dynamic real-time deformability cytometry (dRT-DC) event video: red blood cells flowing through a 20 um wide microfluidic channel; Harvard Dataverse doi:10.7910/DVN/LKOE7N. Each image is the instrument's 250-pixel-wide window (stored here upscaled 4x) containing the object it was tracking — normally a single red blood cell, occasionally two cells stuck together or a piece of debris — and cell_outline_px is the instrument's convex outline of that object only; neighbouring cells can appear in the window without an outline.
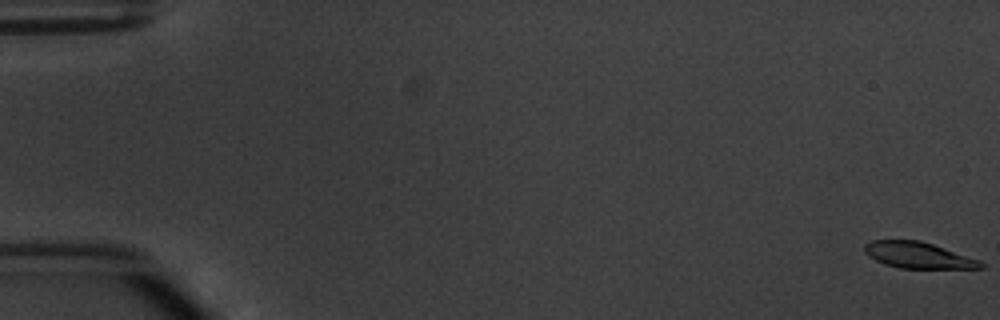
{"species": "common noctule bat (a hibernating species)", "species_latin": "Nyctalus noctula", "temperature_condition": "warm", "stored_images_in_passage": 9, "camera_frame_rate_fps": 3000, "um_per_image_px": 0.085, "animal": {"sex": "male", "body_mass_g": 20.1, "forearm_length_mm": 53.5}, "frame": {"image": 1, "passage_image": 1, "time_ms": 0.0, "image_size_px": [1000, 320], "cell_outline_px": [[984, 268], [900, 268], [884, 264], [868, 256], [864, 252], [864, 244], [872, 240], [920, 240], [980, 260], [984, 264]], "centroid_in_image_um": [78.01, 21.69], "position_along_channel_um": 7.0, "area_um2": 17.63}}
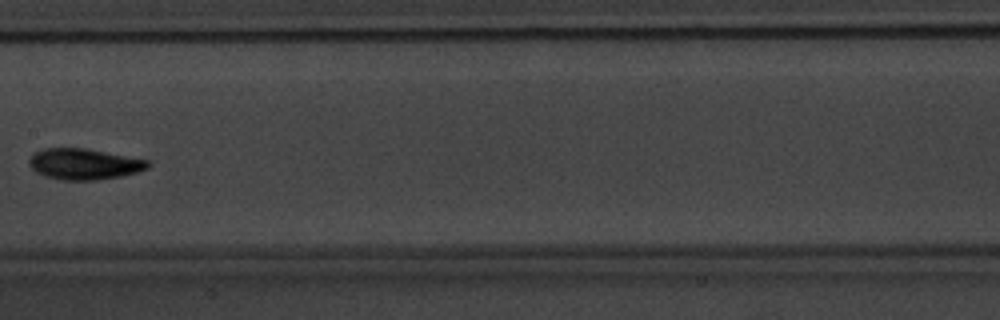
{"frame": {"image": 2, "passage_image": 8, "time_ms": 9.333, "image_size_px": [1000, 320], "cell_outline_px": [[152, 164], [148, 168], [136, 172], [120, 176], [96, 180], [64, 180], [44, 176], [36, 172], [28, 164], [28, 160], [36, 152], [44, 148], [84, 148], [148, 160]], "centroid_in_image_um": [7.14, 13.95], "position_along_channel_um": 200.3, "area_um2": 21.27}}
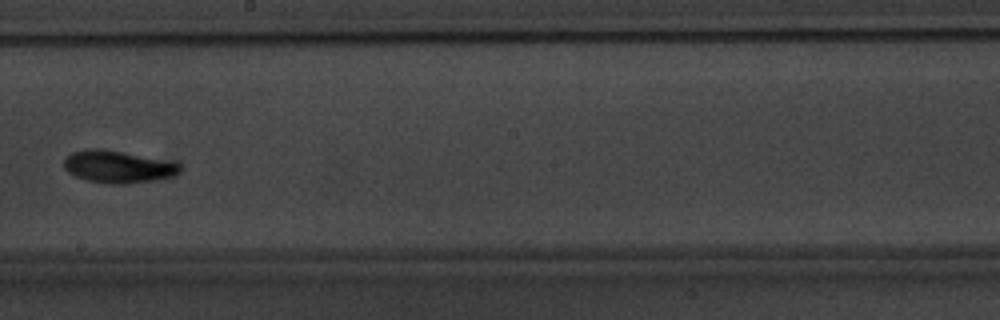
{"frame": {"image": 3, "passage_image": 9, "time_ms": 10.333, "image_size_px": [1000, 320], "cell_outline_px": [[180, 172], [172, 176], [156, 180], [124, 184], [108, 184], [84, 180], [68, 172], [64, 168], [64, 160], [72, 152], [88, 148], [104, 148], [180, 164]], "centroid_in_image_um": [9.97, 14.18], "position_along_channel_um": 238.2, "area_um2": 21.68}}